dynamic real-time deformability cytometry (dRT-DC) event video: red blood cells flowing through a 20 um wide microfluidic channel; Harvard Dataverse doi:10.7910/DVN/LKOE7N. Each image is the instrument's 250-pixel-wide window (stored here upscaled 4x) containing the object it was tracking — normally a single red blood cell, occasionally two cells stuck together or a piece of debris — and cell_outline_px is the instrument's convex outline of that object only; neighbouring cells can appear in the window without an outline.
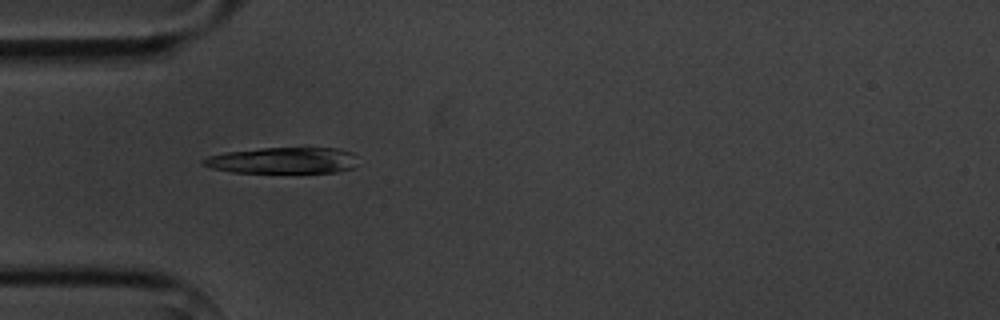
{"species": "common noctule bat (a hibernating species)", "species_latin": "Nyctalus noctula", "temperature_condition": "cold", "stored_images_in_passage": 3, "camera_frame_rate_fps": 3000, "um_per_image_px": 0.085, "animal": {"sex": "male", "body_mass_g": 20.1, "forearm_length_mm": 53.5}, "frame": {"image": 1, "passage_image": 3, "time_ms": 2.333, "image_size_px": [1000, 320], "cell_outline_px": [[352, 168], [336, 172], [232, 172], [212, 168], [200, 164], [200, 160], [208, 156], [224, 152], [260, 148], [336, 148], [352, 152]], "centroid_in_image_um": [23.92, 13.63], "position_along_channel_um": 61.1, "area_um2": 23.29}}